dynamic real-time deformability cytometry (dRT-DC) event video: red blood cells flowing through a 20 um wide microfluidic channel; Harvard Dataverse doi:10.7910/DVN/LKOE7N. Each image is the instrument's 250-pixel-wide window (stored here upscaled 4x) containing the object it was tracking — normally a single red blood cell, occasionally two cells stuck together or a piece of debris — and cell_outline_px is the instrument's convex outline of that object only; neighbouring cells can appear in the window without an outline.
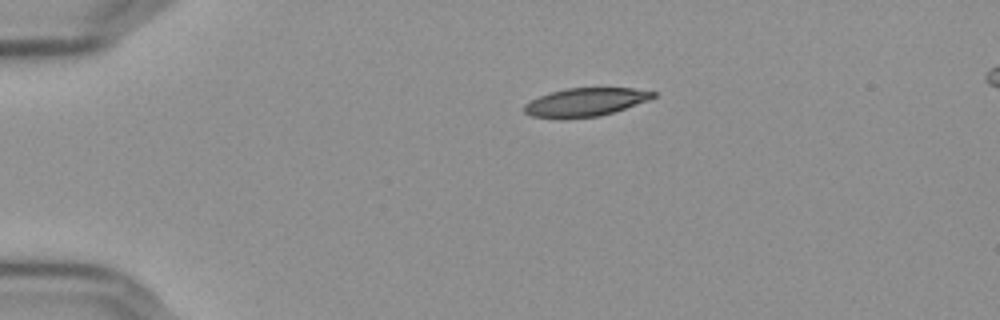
{"species": "Egyptian fruit bat (a non-hibernating species)", "species_latin": "Rousettus aegyptiacus", "temperature_condition": "cold", "stored_images_in_passage": 45, "camera_frame_rate_fps": 3000, "um_per_image_px": 0.085, "frame": {"image": 1, "passage_image": 1, "time_ms": 0.0, "image_size_px": [1000, 320], "cell_outline_px": [[656, 96], [648, 100], [600, 116], [564, 120], [560, 120], [532, 116], [524, 112], [524, 104], [540, 96], [552, 92], [568, 88], [632, 88], [656, 92]], "centroid_in_image_um": [49.72, 8.71], "position_along_channel_um": 35.3, "area_um2": 21.33}}
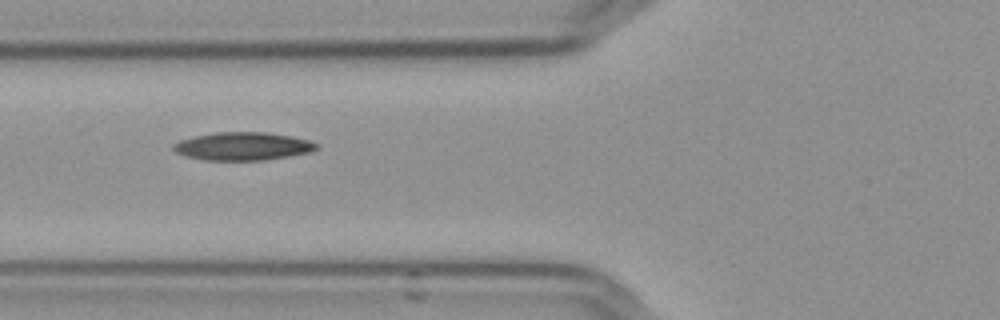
{"frame": {"image": 2, "passage_image": 11, "time_ms": 3.333, "image_size_px": [1000, 320], "cell_outline_px": [[320, 148], [308, 152], [288, 156], [264, 160], [204, 160], [184, 156], [176, 152], [172, 148], [172, 144], [180, 140], [196, 136], [216, 132], [264, 132], [292, 136], [308, 140], [320, 144]], "centroid_in_image_um": [20.64, 12.43], "position_along_channel_um": 105.2, "area_um2": 23.41}}
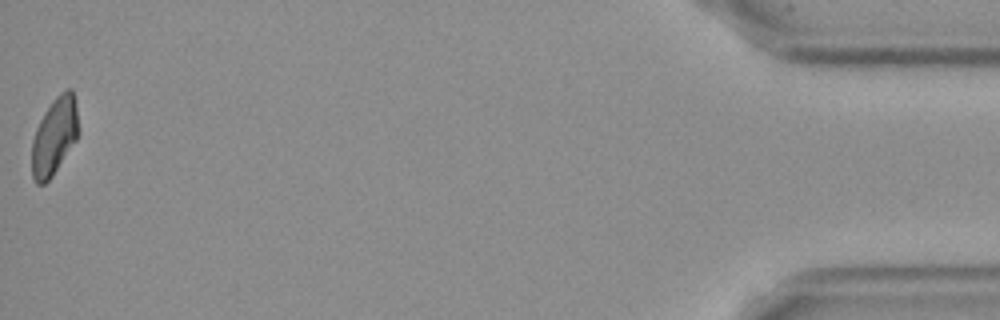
{"frame": {"image": 3, "passage_image": 45, "time_ms": 14.667, "image_size_px": [1000, 320], "cell_outline_px": [[80, 132], [76, 140], [52, 176], [44, 184], [36, 184], [32, 176], [32, 140], [36, 128], [44, 112], [52, 100], [60, 92], [68, 88], [72, 88], [76, 108]], "centroid_in_image_um": [4.63, 11.56], "position_along_channel_um": 430.6, "area_um2": 21.04}}